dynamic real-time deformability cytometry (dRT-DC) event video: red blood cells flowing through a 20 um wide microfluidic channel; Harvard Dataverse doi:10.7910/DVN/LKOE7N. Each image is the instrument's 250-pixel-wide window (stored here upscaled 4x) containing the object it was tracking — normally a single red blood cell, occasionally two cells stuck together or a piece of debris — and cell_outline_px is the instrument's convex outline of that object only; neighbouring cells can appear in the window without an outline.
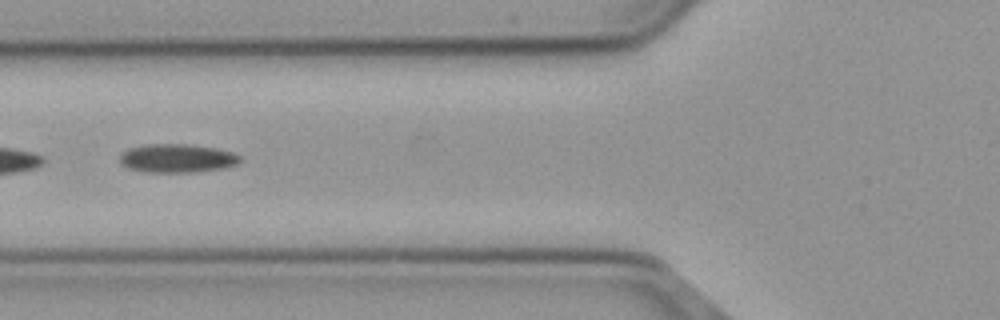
{"species": "common noctule bat (a hibernating species)", "species_latin": "Nyctalus noctula", "temperature_condition": "cold", "stored_images_in_passage": 18, "camera_frame_rate_fps": 3000, "um_per_image_px": 0.085, "animal": {"sex": "male", "body_mass_g": 23.1, "forearm_length_mm": 52.7}, "frame": {"image": 1, "passage_image": 15, "time_ms": 4.667, "image_size_px": [1000, 320], "cell_outline_px": [[240, 160], [236, 164], [220, 168], [192, 172], [144, 172], [128, 168], [120, 164], [120, 156], [128, 148], [144, 144], [188, 144], [216, 148], [232, 152], [240, 156]], "centroid_in_image_um": [15.0, 13.44], "position_along_channel_um": 110.8, "area_um2": 19.94}}